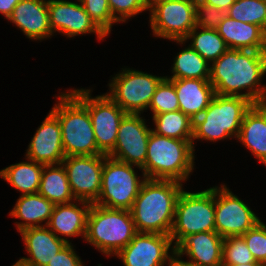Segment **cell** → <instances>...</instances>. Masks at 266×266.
<instances>
[{"label": "cell", "mask_w": 266, "mask_h": 266, "mask_svg": "<svg viewBox=\"0 0 266 266\" xmlns=\"http://www.w3.org/2000/svg\"><path fill=\"white\" fill-rule=\"evenodd\" d=\"M265 74L266 51L228 49L210 65L209 81L215 94L243 97L255 105L266 103Z\"/></svg>", "instance_id": "obj_1"}, {"label": "cell", "mask_w": 266, "mask_h": 266, "mask_svg": "<svg viewBox=\"0 0 266 266\" xmlns=\"http://www.w3.org/2000/svg\"><path fill=\"white\" fill-rule=\"evenodd\" d=\"M182 190L178 181L146 178L130 210L137 232L170 235Z\"/></svg>", "instance_id": "obj_2"}, {"label": "cell", "mask_w": 266, "mask_h": 266, "mask_svg": "<svg viewBox=\"0 0 266 266\" xmlns=\"http://www.w3.org/2000/svg\"><path fill=\"white\" fill-rule=\"evenodd\" d=\"M192 140H179L151 131L142 176L149 179L187 181L194 170Z\"/></svg>", "instance_id": "obj_3"}, {"label": "cell", "mask_w": 266, "mask_h": 266, "mask_svg": "<svg viewBox=\"0 0 266 266\" xmlns=\"http://www.w3.org/2000/svg\"><path fill=\"white\" fill-rule=\"evenodd\" d=\"M51 112L61 125L65 156L102 154L96 144L88 109L70 92H61Z\"/></svg>", "instance_id": "obj_4"}, {"label": "cell", "mask_w": 266, "mask_h": 266, "mask_svg": "<svg viewBox=\"0 0 266 266\" xmlns=\"http://www.w3.org/2000/svg\"><path fill=\"white\" fill-rule=\"evenodd\" d=\"M253 104L239 96L215 94L213 100L202 114L194 120L192 145L194 141L237 139L245 113Z\"/></svg>", "instance_id": "obj_5"}, {"label": "cell", "mask_w": 266, "mask_h": 266, "mask_svg": "<svg viewBox=\"0 0 266 266\" xmlns=\"http://www.w3.org/2000/svg\"><path fill=\"white\" fill-rule=\"evenodd\" d=\"M137 233L130 210L91 205L84 240L102 254L116 255Z\"/></svg>", "instance_id": "obj_6"}, {"label": "cell", "mask_w": 266, "mask_h": 266, "mask_svg": "<svg viewBox=\"0 0 266 266\" xmlns=\"http://www.w3.org/2000/svg\"><path fill=\"white\" fill-rule=\"evenodd\" d=\"M215 230V187L200 192H187L184 189L178 196L175 217L170 232L171 241L176 247L185 237Z\"/></svg>", "instance_id": "obj_7"}, {"label": "cell", "mask_w": 266, "mask_h": 266, "mask_svg": "<svg viewBox=\"0 0 266 266\" xmlns=\"http://www.w3.org/2000/svg\"><path fill=\"white\" fill-rule=\"evenodd\" d=\"M134 166V167H133ZM141 167L104 155L101 193L94 203L110 209L131 210L145 176L138 177L134 168Z\"/></svg>", "instance_id": "obj_8"}, {"label": "cell", "mask_w": 266, "mask_h": 266, "mask_svg": "<svg viewBox=\"0 0 266 266\" xmlns=\"http://www.w3.org/2000/svg\"><path fill=\"white\" fill-rule=\"evenodd\" d=\"M165 78L132 68H122L110 79L106 93L125 113L141 114L149 108L157 86Z\"/></svg>", "instance_id": "obj_9"}, {"label": "cell", "mask_w": 266, "mask_h": 266, "mask_svg": "<svg viewBox=\"0 0 266 266\" xmlns=\"http://www.w3.org/2000/svg\"><path fill=\"white\" fill-rule=\"evenodd\" d=\"M89 111L98 150L108 155L116 144L122 118L127 114L107 94L91 96V89L69 90Z\"/></svg>", "instance_id": "obj_10"}, {"label": "cell", "mask_w": 266, "mask_h": 266, "mask_svg": "<svg viewBox=\"0 0 266 266\" xmlns=\"http://www.w3.org/2000/svg\"><path fill=\"white\" fill-rule=\"evenodd\" d=\"M196 0L147 2L153 36L172 41H184L196 27Z\"/></svg>", "instance_id": "obj_11"}, {"label": "cell", "mask_w": 266, "mask_h": 266, "mask_svg": "<svg viewBox=\"0 0 266 266\" xmlns=\"http://www.w3.org/2000/svg\"><path fill=\"white\" fill-rule=\"evenodd\" d=\"M260 218L225 184L215 186V230L222 237L242 236Z\"/></svg>", "instance_id": "obj_12"}, {"label": "cell", "mask_w": 266, "mask_h": 266, "mask_svg": "<svg viewBox=\"0 0 266 266\" xmlns=\"http://www.w3.org/2000/svg\"><path fill=\"white\" fill-rule=\"evenodd\" d=\"M62 164L75 199L94 204L101 193L104 154L67 156Z\"/></svg>", "instance_id": "obj_13"}, {"label": "cell", "mask_w": 266, "mask_h": 266, "mask_svg": "<svg viewBox=\"0 0 266 266\" xmlns=\"http://www.w3.org/2000/svg\"><path fill=\"white\" fill-rule=\"evenodd\" d=\"M145 120L141 114L127 113L120 122L114 149L107 156L142 168L152 131Z\"/></svg>", "instance_id": "obj_14"}, {"label": "cell", "mask_w": 266, "mask_h": 266, "mask_svg": "<svg viewBox=\"0 0 266 266\" xmlns=\"http://www.w3.org/2000/svg\"><path fill=\"white\" fill-rule=\"evenodd\" d=\"M169 235L137 233L115 256L124 266H165L175 252Z\"/></svg>", "instance_id": "obj_15"}, {"label": "cell", "mask_w": 266, "mask_h": 266, "mask_svg": "<svg viewBox=\"0 0 266 266\" xmlns=\"http://www.w3.org/2000/svg\"><path fill=\"white\" fill-rule=\"evenodd\" d=\"M77 2L47 0L50 29L53 35L58 32L72 38L93 33L98 40H103L107 35L90 18L80 1L77 0Z\"/></svg>", "instance_id": "obj_16"}, {"label": "cell", "mask_w": 266, "mask_h": 266, "mask_svg": "<svg viewBox=\"0 0 266 266\" xmlns=\"http://www.w3.org/2000/svg\"><path fill=\"white\" fill-rule=\"evenodd\" d=\"M25 157L43 165L61 164L66 157L62 145L61 125L51 111L37 128Z\"/></svg>", "instance_id": "obj_17"}, {"label": "cell", "mask_w": 266, "mask_h": 266, "mask_svg": "<svg viewBox=\"0 0 266 266\" xmlns=\"http://www.w3.org/2000/svg\"><path fill=\"white\" fill-rule=\"evenodd\" d=\"M7 20L14 23L28 39L41 42L53 36L47 0H21Z\"/></svg>", "instance_id": "obj_18"}, {"label": "cell", "mask_w": 266, "mask_h": 266, "mask_svg": "<svg viewBox=\"0 0 266 266\" xmlns=\"http://www.w3.org/2000/svg\"><path fill=\"white\" fill-rule=\"evenodd\" d=\"M223 240L216 231H205L185 237L176 247L195 266H222Z\"/></svg>", "instance_id": "obj_19"}, {"label": "cell", "mask_w": 266, "mask_h": 266, "mask_svg": "<svg viewBox=\"0 0 266 266\" xmlns=\"http://www.w3.org/2000/svg\"><path fill=\"white\" fill-rule=\"evenodd\" d=\"M29 257L19 260L29 266H47L68 242L58 238L47 226L29 227L19 232Z\"/></svg>", "instance_id": "obj_20"}, {"label": "cell", "mask_w": 266, "mask_h": 266, "mask_svg": "<svg viewBox=\"0 0 266 266\" xmlns=\"http://www.w3.org/2000/svg\"><path fill=\"white\" fill-rule=\"evenodd\" d=\"M79 204L82 206L80 207ZM92 203L75 200L74 203L54 205L49 222L46 225L58 238L71 243L68 237L81 236L85 239L87 218ZM64 237H60V236ZM66 237V238H65Z\"/></svg>", "instance_id": "obj_21"}, {"label": "cell", "mask_w": 266, "mask_h": 266, "mask_svg": "<svg viewBox=\"0 0 266 266\" xmlns=\"http://www.w3.org/2000/svg\"><path fill=\"white\" fill-rule=\"evenodd\" d=\"M175 87L179 110L193 121L208 107L215 96L209 79H169Z\"/></svg>", "instance_id": "obj_22"}, {"label": "cell", "mask_w": 266, "mask_h": 266, "mask_svg": "<svg viewBox=\"0 0 266 266\" xmlns=\"http://www.w3.org/2000/svg\"><path fill=\"white\" fill-rule=\"evenodd\" d=\"M216 30L229 49L266 51V32L258 25L226 16Z\"/></svg>", "instance_id": "obj_23"}, {"label": "cell", "mask_w": 266, "mask_h": 266, "mask_svg": "<svg viewBox=\"0 0 266 266\" xmlns=\"http://www.w3.org/2000/svg\"><path fill=\"white\" fill-rule=\"evenodd\" d=\"M237 140L266 166V103L252 105L245 113Z\"/></svg>", "instance_id": "obj_24"}, {"label": "cell", "mask_w": 266, "mask_h": 266, "mask_svg": "<svg viewBox=\"0 0 266 266\" xmlns=\"http://www.w3.org/2000/svg\"><path fill=\"white\" fill-rule=\"evenodd\" d=\"M53 208L54 204L37 192L21 195L17 199L12 211L9 212V215L22 220V222H15L16 228L20 232L29 227L46 226Z\"/></svg>", "instance_id": "obj_25"}, {"label": "cell", "mask_w": 266, "mask_h": 266, "mask_svg": "<svg viewBox=\"0 0 266 266\" xmlns=\"http://www.w3.org/2000/svg\"><path fill=\"white\" fill-rule=\"evenodd\" d=\"M38 193L56 204L74 202L66 170L63 164L44 165Z\"/></svg>", "instance_id": "obj_26"}, {"label": "cell", "mask_w": 266, "mask_h": 266, "mask_svg": "<svg viewBox=\"0 0 266 266\" xmlns=\"http://www.w3.org/2000/svg\"><path fill=\"white\" fill-rule=\"evenodd\" d=\"M20 163L12 164L0 170V177L13 188L21 192V195L37 193L41 181L44 165L27 159Z\"/></svg>", "instance_id": "obj_27"}, {"label": "cell", "mask_w": 266, "mask_h": 266, "mask_svg": "<svg viewBox=\"0 0 266 266\" xmlns=\"http://www.w3.org/2000/svg\"><path fill=\"white\" fill-rule=\"evenodd\" d=\"M188 40H190L189 46L210 64L229 49L224 39L214 29L195 27L184 41H176V43L184 45Z\"/></svg>", "instance_id": "obj_28"}, {"label": "cell", "mask_w": 266, "mask_h": 266, "mask_svg": "<svg viewBox=\"0 0 266 266\" xmlns=\"http://www.w3.org/2000/svg\"><path fill=\"white\" fill-rule=\"evenodd\" d=\"M167 79H210V63L189 45L177 53Z\"/></svg>", "instance_id": "obj_29"}, {"label": "cell", "mask_w": 266, "mask_h": 266, "mask_svg": "<svg viewBox=\"0 0 266 266\" xmlns=\"http://www.w3.org/2000/svg\"><path fill=\"white\" fill-rule=\"evenodd\" d=\"M158 135L179 140H192L194 121L182 111H171L152 116Z\"/></svg>", "instance_id": "obj_30"}, {"label": "cell", "mask_w": 266, "mask_h": 266, "mask_svg": "<svg viewBox=\"0 0 266 266\" xmlns=\"http://www.w3.org/2000/svg\"><path fill=\"white\" fill-rule=\"evenodd\" d=\"M237 21L260 26L266 32V4L264 0H236L226 11Z\"/></svg>", "instance_id": "obj_31"}, {"label": "cell", "mask_w": 266, "mask_h": 266, "mask_svg": "<svg viewBox=\"0 0 266 266\" xmlns=\"http://www.w3.org/2000/svg\"><path fill=\"white\" fill-rule=\"evenodd\" d=\"M149 110L152 115L161 114L179 110V101L175 91L174 84L167 78H164L156 88L149 104Z\"/></svg>", "instance_id": "obj_32"}, {"label": "cell", "mask_w": 266, "mask_h": 266, "mask_svg": "<svg viewBox=\"0 0 266 266\" xmlns=\"http://www.w3.org/2000/svg\"><path fill=\"white\" fill-rule=\"evenodd\" d=\"M256 262L242 236H230L223 240L222 266Z\"/></svg>", "instance_id": "obj_33"}, {"label": "cell", "mask_w": 266, "mask_h": 266, "mask_svg": "<svg viewBox=\"0 0 266 266\" xmlns=\"http://www.w3.org/2000/svg\"><path fill=\"white\" fill-rule=\"evenodd\" d=\"M95 24L108 36L118 22L113 18L107 0H79Z\"/></svg>", "instance_id": "obj_34"}, {"label": "cell", "mask_w": 266, "mask_h": 266, "mask_svg": "<svg viewBox=\"0 0 266 266\" xmlns=\"http://www.w3.org/2000/svg\"><path fill=\"white\" fill-rule=\"evenodd\" d=\"M256 262L266 266V224L259 221L242 235Z\"/></svg>", "instance_id": "obj_35"}, {"label": "cell", "mask_w": 266, "mask_h": 266, "mask_svg": "<svg viewBox=\"0 0 266 266\" xmlns=\"http://www.w3.org/2000/svg\"><path fill=\"white\" fill-rule=\"evenodd\" d=\"M113 18L119 23L143 11H148L147 0H107Z\"/></svg>", "instance_id": "obj_36"}, {"label": "cell", "mask_w": 266, "mask_h": 266, "mask_svg": "<svg viewBox=\"0 0 266 266\" xmlns=\"http://www.w3.org/2000/svg\"><path fill=\"white\" fill-rule=\"evenodd\" d=\"M196 27L216 30L227 16L225 10L204 3L202 0L195 2Z\"/></svg>", "instance_id": "obj_37"}, {"label": "cell", "mask_w": 266, "mask_h": 266, "mask_svg": "<svg viewBox=\"0 0 266 266\" xmlns=\"http://www.w3.org/2000/svg\"><path fill=\"white\" fill-rule=\"evenodd\" d=\"M74 250L72 243H68L47 266H84V262Z\"/></svg>", "instance_id": "obj_38"}, {"label": "cell", "mask_w": 266, "mask_h": 266, "mask_svg": "<svg viewBox=\"0 0 266 266\" xmlns=\"http://www.w3.org/2000/svg\"><path fill=\"white\" fill-rule=\"evenodd\" d=\"M21 0H0V13L8 19V17L12 14L14 7Z\"/></svg>", "instance_id": "obj_39"}, {"label": "cell", "mask_w": 266, "mask_h": 266, "mask_svg": "<svg viewBox=\"0 0 266 266\" xmlns=\"http://www.w3.org/2000/svg\"><path fill=\"white\" fill-rule=\"evenodd\" d=\"M167 266H195L190 261L182 260V256H180L176 251L170 256L167 261Z\"/></svg>", "instance_id": "obj_40"}, {"label": "cell", "mask_w": 266, "mask_h": 266, "mask_svg": "<svg viewBox=\"0 0 266 266\" xmlns=\"http://www.w3.org/2000/svg\"><path fill=\"white\" fill-rule=\"evenodd\" d=\"M204 3L227 11L236 0H202Z\"/></svg>", "instance_id": "obj_41"}, {"label": "cell", "mask_w": 266, "mask_h": 266, "mask_svg": "<svg viewBox=\"0 0 266 266\" xmlns=\"http://www.w3.org/2000/svg\"><path fill=\"white\" fill-rule=\"evenodd\" d=\"M231 266H265V265H263L262 263H259V262H251V263L231 265Z\"/></svg>", "instance_id": "obj_42"}, {"label": "cell", "mask_w": 266, "mask_h": 266, "mask_svg": "<svg viewBox=\"0 0 266 266\" xmlns=\"http://www.w3.org/2000/svg\"><path fill=\"white\" fill-rule=\"evenodd\" d=\"M169 1H182V0H147V2H169Z\"/></svg>", "instance_id": "obj_43"}, {"label": "cell", "mask_w": 266, "mask_h": 266, "mask_svg": "<svg viewBox=\"0 0 266 266\" xmlns=\"http://www.w3.org/2000/svg\"><path fill=\"white\" fill-rule=\"evenodd\" d=\"M12 266H29V265H26L25 263L21 262L20 260H17V262L14 263Z\"/></svg>", "instance_id": "obj_44"}]
</instances>
